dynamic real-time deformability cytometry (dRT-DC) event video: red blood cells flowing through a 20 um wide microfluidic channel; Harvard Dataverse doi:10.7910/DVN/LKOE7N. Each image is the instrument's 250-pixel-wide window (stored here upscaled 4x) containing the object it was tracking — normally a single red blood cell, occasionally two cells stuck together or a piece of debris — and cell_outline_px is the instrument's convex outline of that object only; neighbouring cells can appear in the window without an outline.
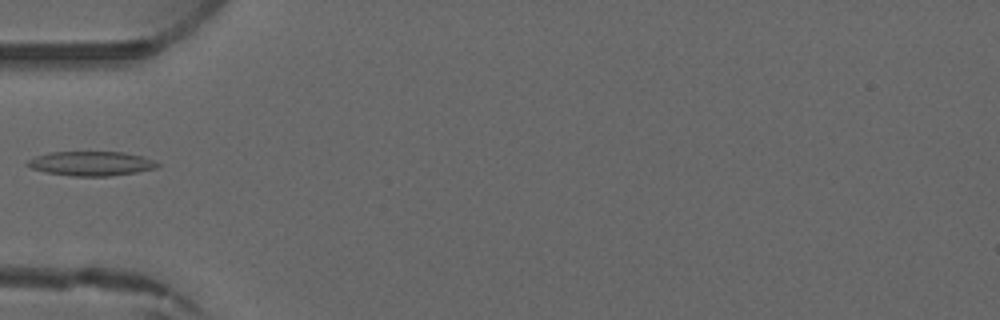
{"species": "common noctule bat (a hibernating species)", "species_latin": "Nyctalus noctula", "temperature_condition": "warm", "stored_images_in_passage": 4, "camera_frame_rate_fps": 3000, "um_per_image_px": 0.085, "animal": {"sex": "male", "forearm_length_mm": 52.5}, "frame": {"image": 1, "passage_image": 4, "time_ms": 4.333, "image_size_px": [1000, 320], "cell_outline_px": [[160, 164], [156, 168], [136, 172], [108, 176], [72, 176], [44, 172], [32, 168], [24, 164], [28, 160], [36, 156], [48, 152], [124, 152], [144, 156], [156, 160]], "centroid_in_image_um": [7.76, 13.89], "position_along_channel_um": 77.2, "area_um2": 18.61}}